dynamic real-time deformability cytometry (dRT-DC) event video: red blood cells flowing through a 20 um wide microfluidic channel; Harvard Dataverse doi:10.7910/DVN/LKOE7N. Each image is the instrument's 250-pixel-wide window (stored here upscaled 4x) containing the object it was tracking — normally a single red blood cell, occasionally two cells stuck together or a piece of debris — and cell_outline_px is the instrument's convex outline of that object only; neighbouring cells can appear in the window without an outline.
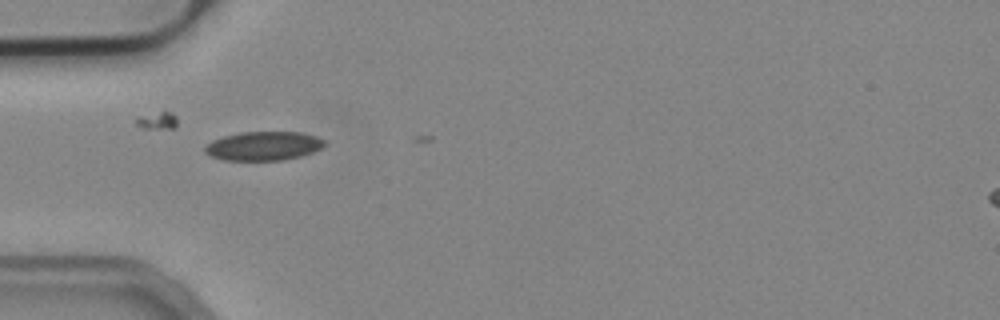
{"species": "common noctule bat (a hibernating species)", "species_latin": "Nyctalus noctula", "temperature_condition": "cold", "stored_images_in_passage": 5, "camera_frame_rate_fps": 3000, "um_per_image_px": 0.085, "animal": {"sex": "male", "body_mass_g": 19.2, "forearm_length_mm": 51.8}, "frame": {"image": 1, "passage_image": 2, "time_ms": 0.333, "image_size_px": [1000, 320], "cell_outline_px": [[328, 144], [312, 152], [300, 156], [284, 160], [224, 160], [212, 156], [204, 152], [204, 148], [212, 140], [224, 136], [240, 132], [300, 132], [316, 136], [324, 140]], "centroid_in_image_um": [22.41, 12.4], "position_along_channel_um": 62.6, "area_um2": 20.11}}